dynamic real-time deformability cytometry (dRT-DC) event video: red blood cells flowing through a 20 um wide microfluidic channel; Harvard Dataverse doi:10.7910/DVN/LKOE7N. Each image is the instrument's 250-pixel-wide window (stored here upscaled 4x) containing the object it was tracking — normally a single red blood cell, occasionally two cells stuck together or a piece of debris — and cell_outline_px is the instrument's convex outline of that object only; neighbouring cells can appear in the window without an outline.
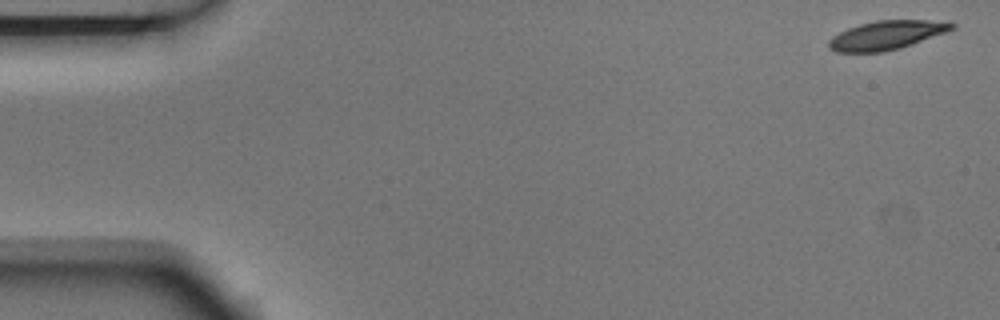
{"species": "Egyptian fruit bat (a non-hibernating species)", "species_latin": "Rousettus aegyptiacus", "temperature_condition": "room temperature", "stored_images_in_passage": 5, "camera_frame_rate_fps": 3000, "um_per_image_px": 0.085, "animal": {"sex": "male"}, "frame": {"image": 1, "passage_image": 1, "time_ms": 0.0, "image_size_px": [1000, 320], "cell_outline_px": [[956, 28], [912, 44], [900, 48], [884, 52], [836, 52], [828, 48], [828, 40], [832, 36], [848, 28], [860, 24], [876, 20], [928, 20], [956, 24]], "centroid_in_image_um": [75.31, 2.99], "position_along_channel_um": 9.7, "area_um2": 20.58}}
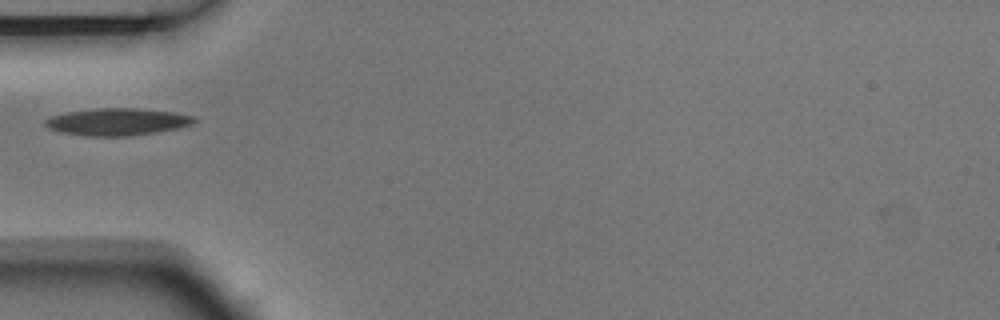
{"frame": {"image": 2, "passage_image": 5, "time_ms": 1.333, "image_size_px": [1000, 320], "cell_outline_px": [[196, 120], [192, 124], [180, 128], [128, 136], [84, 136], [60, 132], [48, 128], [44, 124], [44, 120], [52, 116], [68, 112], [96, 108], [136, 108], [176, 112], [196, 116]], "centroid_in_image_um": [9.99, 10.35], "position_along_channel_um": 75.0, "area_um2": 23.7}}